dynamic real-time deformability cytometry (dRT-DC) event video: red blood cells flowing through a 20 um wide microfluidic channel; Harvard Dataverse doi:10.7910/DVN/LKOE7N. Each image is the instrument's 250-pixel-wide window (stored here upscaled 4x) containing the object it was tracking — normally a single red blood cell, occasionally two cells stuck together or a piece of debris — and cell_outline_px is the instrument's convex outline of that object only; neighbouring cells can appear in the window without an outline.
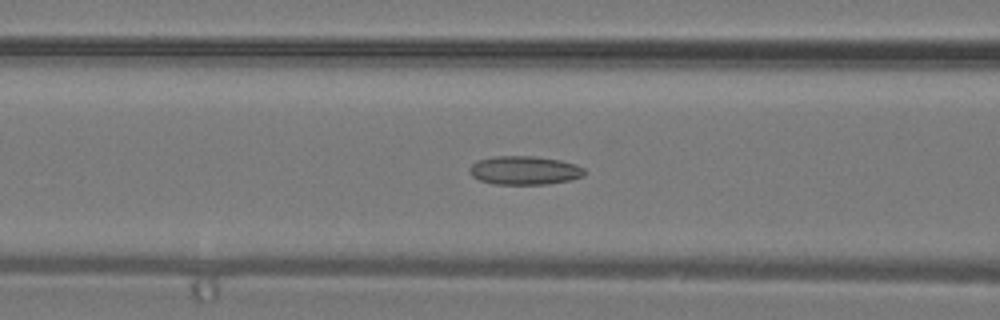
{"species": "common noctule bat (a hibernating species)", "species_latin": "Nyctalus noctula", "temperature_condition": "warm", "stored_images_in_passage": 31, "camera_frame_rate_fps": 3000, "um_per_image_px": 0.085, "animal": {"sex": "male", "body_mass_g": 19.2, "forearm_length_mm": 51.8}, "frame": {"image": 1, "passage_image": 13, "time_ms": 4.0, "image_size_px": [1000, 320], "cell_outline_px": [[588, 172], [584, 176], [572, 180], [544, 184], [496, 184], [480, 180], [472, 176], [468, 172], [468, 168], [476, 160], [492, 156], [532, 156], [560, 160], [584, 168]], "centroid_in_image_um": [44.56, 14.48], "position_along_channel_um": 122.0, "area_um2": 19.31}}
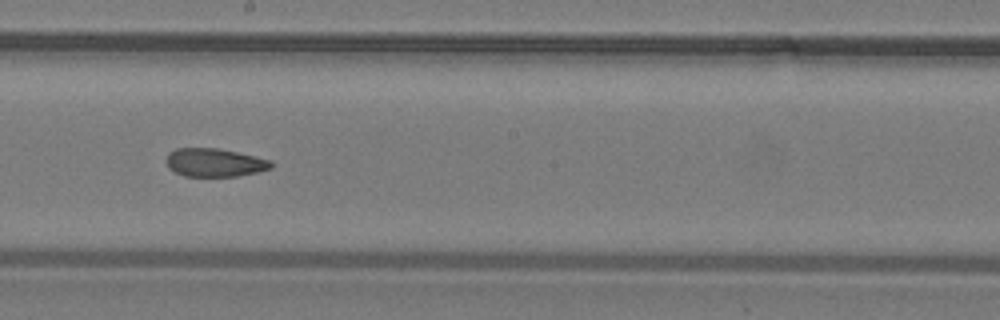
{"frame": {"image": 2, "passage_image": 19, "time_ms": 6.0, "image_size_px": [1000, 320], "cell_outline_px": [[272, 168], [256, 172], [236, 176], [184, 176], [168, 168], [164, 160], [168, 152], [176, 148], [216, 148], [236, 152], [272, 160]], "centroid_in_image_um": [18.19, 13.81], "position_along_channel_um": 230.0, "area_um2": 17.34}}
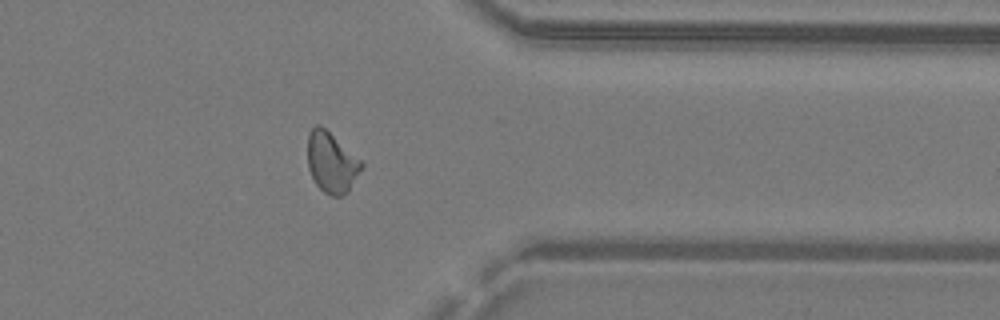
{"frame": {"image": 3, "passage_image": 28, "time_ms": 9.0, "image_size_px": [1000, 320], "cell_outline_px": [[364, 164], [348, 192], [340, 196], [332, 196], [324, 192], [316, 184], [308, 168], [308, 132], [316, 124], [320, 124], [360, 160]], "centroid_in_image_um": [28.16, 13.81], "position_along_channel_um": 383.2, "area_um2": 18.67}}